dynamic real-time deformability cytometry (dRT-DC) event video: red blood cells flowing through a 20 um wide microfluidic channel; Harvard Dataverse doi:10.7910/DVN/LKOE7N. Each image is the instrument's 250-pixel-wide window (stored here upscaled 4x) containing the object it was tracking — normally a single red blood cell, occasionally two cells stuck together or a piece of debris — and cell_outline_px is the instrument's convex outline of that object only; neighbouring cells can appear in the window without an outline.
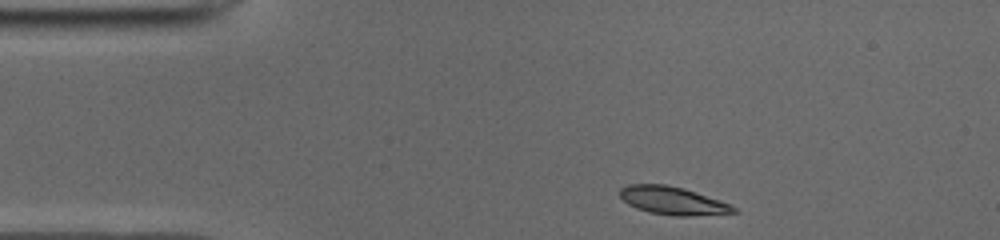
{"species": "common noctule bat (a hibernating species)", "species_latin": "Nyctalus noctula", "temperature_condition": "cold", "stored_images_in_passage": 43, "camera_frame_rate_fps": 3000, "um_per_image_px": 0.085, "animal": {"sex": "male", "body_mass_g": 19.0, "forearm_length_mm": 50.8}, "frame": {"image": 1, "passage_image": 1, "time_ms": 0.0, "image_size_px": [1000, 240], "cell_outline_px": [[740, 212], [692, 216], [676, 216], [648, 212], [636, 208], [628, 204], [620, 196], [620, 188], [628, 184], [664, 184], [684, 188], [732, 204]], "centroid_in_image_um": [57.21, 17.06], "position_along_channel_um": 27.8, "area_um2": 18.67}}
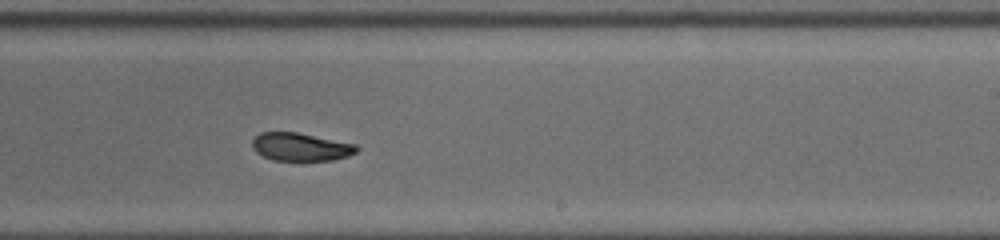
{"frame": {"image": 2, "passage_image": 23, "time_ms": 7.333, "image_size_px": [1000, 240], "cell_outline_px": [[360, 148], [356, 152], [348, 156], [332, 160], [304, 164], [296, 164], [272, 160], [256, 152], [252, 148], [252, 140], [260, 132], [296, 132], [356, 144]], "centroid_in_image_um": [25.56, 12.55], "position_along_channel_um": 263.4, "area_um2": 17.98}}
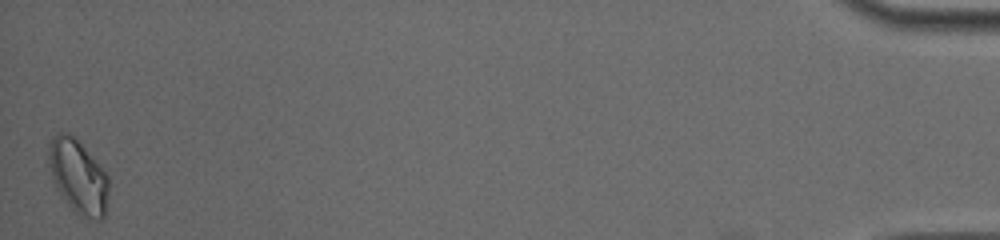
{"frame": {"image": 3, "passage_image": 43, "time_ms": 14.0, "image_size_px": [1000, 240], "cell_outline_px": [[108, 192], [104, 216], [100, 220], [96, 220], [80, 216], [60, 196], [56, 188], [48, 164], [48, 144], [52, 136], [60, 132], [68, 132], [92, 156], [108, 176]], "centroid_in_image_um": [6.61, 15.01], "position_along_channel_um": 428.6, "area_um2": 25.66}, "authors_computed_cell_mechanics": {"area_um2": 18.7272, "velocity_mm_per_s": 3.9058, "shape_relaxation_time_tau1_ms": null, "shape_relaxation_time_tau2_ms": 2.0805, "deformation_change_tau1": null, "deformation_change_tau2": 0.0581}}